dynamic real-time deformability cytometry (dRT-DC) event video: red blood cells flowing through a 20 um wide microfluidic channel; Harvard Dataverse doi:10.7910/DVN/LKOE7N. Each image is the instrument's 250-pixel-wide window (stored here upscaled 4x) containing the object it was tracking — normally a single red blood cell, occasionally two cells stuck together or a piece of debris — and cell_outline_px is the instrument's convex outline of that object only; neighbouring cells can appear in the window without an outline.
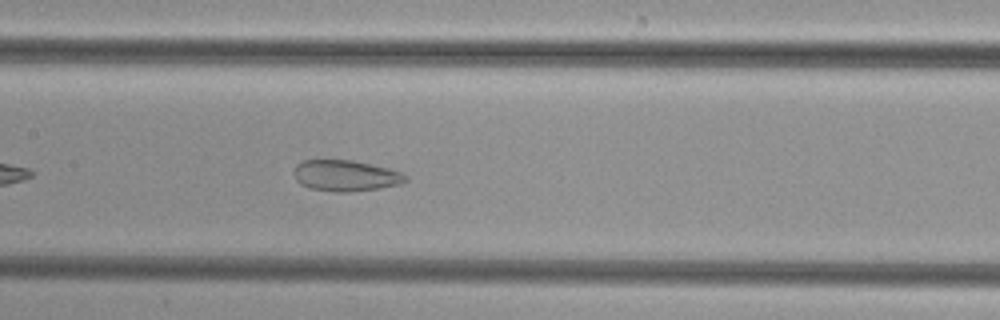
{"species": "common noctule bat (a hibernating species)", "species_latin": "Nyctalus noctula", "temperature_condition": "cold", "stored_images_in_passage": 37, "camera_frame_rate_fps": 3000, "um_per_image_px": 0.085, "animal": {"sex": "female", "body_mass_g": 29.2, "forearm_length_mm": 56.3}, "frame": {"image": 1, "passage_image": 11, "time_ms": 3.333, "image_size_px": [1000, 320], "cell_outline_px": [[408, 180], [400, 184], [380, 188], [348, 192], [336, 192], [308, 188], [300, 184], [296, 180], [292, 172], [296, 164], [304, 160], [352, 160], [388, 168], [400, 172], [408, 176]], "centroid_in_image_um": [29.35, 14.93], "position_along_channel_um": 178.1, "area_um2": 20.35}}
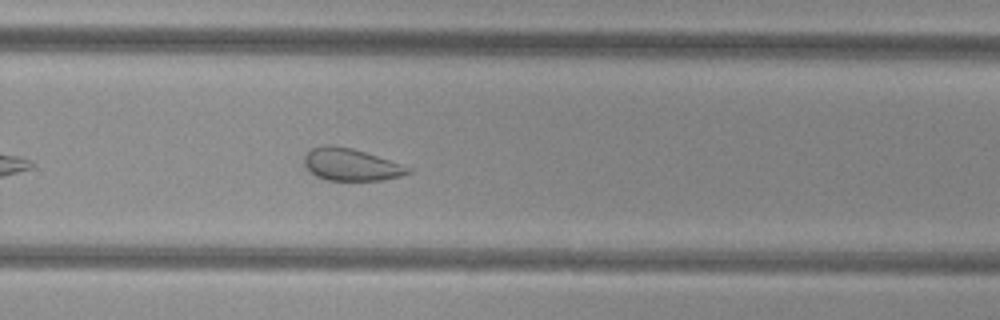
{"frame": {"image": 2, "passage_image": 20, "time_ms": 6.333, "image_size_px": [1000, 320], "cell_outline_px": [[412, 172], [400, 176], [384, 180], [328, 180], [316, 176], [308, 172], [304, 164], [304, 156], [312, 148], [328, 144], [332, 144], [352, 148], [412, 168]], "centroid_in_image_um": [29.79, 13.99], "position_along_channel_um": 300.0, "area_um2": 19.42}}
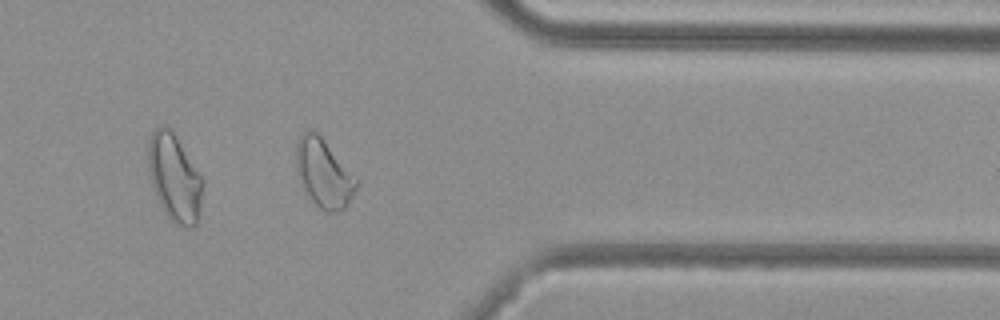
{"frame": {"image": 3, "passage_image": 27, "time_ms": 8.667, "image_size_px": [1000, 320], "cell_outline_px": [[360, 180], [348, 204], [340, 212], [328, 212], [320, 208], [312, 200], [304, 188], [296, 168], [296, 144], [300, 136], [304, 132], [316, 132], [320, 136]], "centroid_in_image_um": [27.55, 14.75], "position_along_channel_um": 383.8, "area_um2": 23.58}}